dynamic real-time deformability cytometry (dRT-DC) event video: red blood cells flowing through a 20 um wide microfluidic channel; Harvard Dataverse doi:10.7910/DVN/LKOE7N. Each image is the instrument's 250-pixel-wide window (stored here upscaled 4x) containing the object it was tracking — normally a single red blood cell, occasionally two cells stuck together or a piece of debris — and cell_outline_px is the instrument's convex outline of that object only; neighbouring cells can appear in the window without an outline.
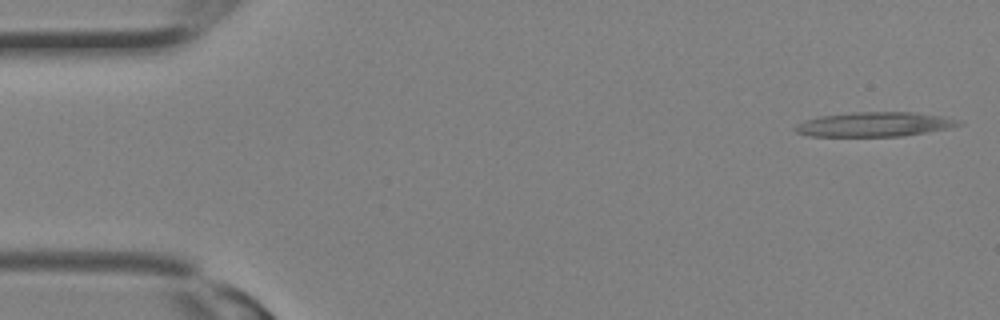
{"species": "Egyptian fruit bat (a non-hibernating species)", "species_latin": "Rousettus aegyptiacus", "temperature_condition": "room temperature", "stored_images_in_passage": 7, "camera_frame_rate_fps": 3000, "um_per_image_px": 0.085, "animal": {"sex": "female"}, "frame": {"image": 1, "passage_image": 1, "time_ms": 0.0, "image_size_px": [1000, 320], "cell_outline_px": [[964, 124], [952, 128], [904, 136], [808, 136], [796, 132], [792, 128], [796, 124], [804, 120], [820, 116], [852, 112], [916, 112], [944, 116], [964, 120]], "centroid_in_image_um": [74.4, 10.56], "position_along_channel_um": 10.6, "area_um2": 23.81}}